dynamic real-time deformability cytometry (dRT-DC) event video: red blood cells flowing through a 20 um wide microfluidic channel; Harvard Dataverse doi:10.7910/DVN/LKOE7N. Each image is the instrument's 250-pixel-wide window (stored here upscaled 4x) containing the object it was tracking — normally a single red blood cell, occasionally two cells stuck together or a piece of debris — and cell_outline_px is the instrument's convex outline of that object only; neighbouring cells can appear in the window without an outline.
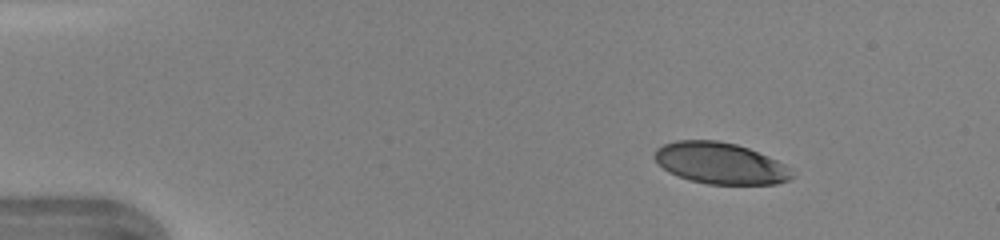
{"species": "human", "species_latin": "Homo sapiens", "temperature_condition": "warm", "stored_images_in_passage": 42, "camera_frame_rate_fps": 3000, "um_per_image_px": 0.085, "donor": {"sex": "female"}, "frame": {"image": 1, "passage_image": 1, "time_ms": 0.0, "image_size_px": [1000, 240], "cell_outline_px": [[792, 176], [788, 180], [776, 184], [708, 184], [688, 180], [668, 172], [656, 160], [656, 148], [664, 144], [676, 140], [716, 140], [736, 144], [748, 148], [768, 156], [792, 168]], "centroid_in_image_um": [61.24, 13.88], "position_along_channel_um": 23.8, "area_um2": 33.0}}
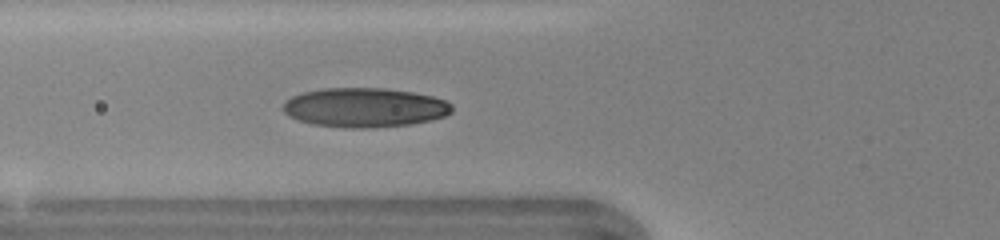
{"frame": {"image": 2, "passage_image": 12, "time_ms": 3.667, "image_size_px": [1000, 240], "cell_outline_px": [[452, 112], [444, 116], [432, 120], [412, 124], [364, 128], [348, 128], [312, 124], [288, 116], [284, 112], [284, 104], [292, 96], [304, 92], [324, 88], [384, 88], [412, 92], [432, 96], [444, 100], [452, 104]], "centroid_in_image_um": [31.02, 9.14], "position_along_channel_um": 94.8, "area_um2": 38.55}}
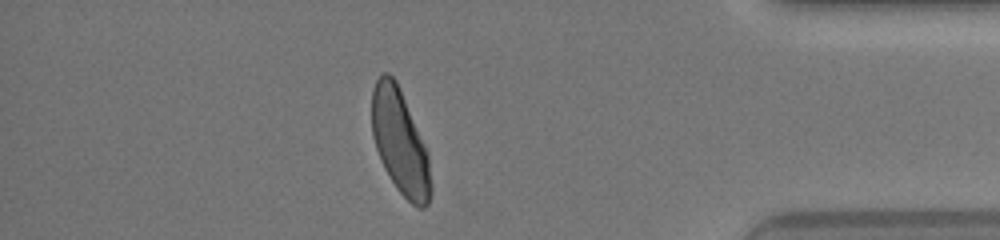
{"frame": {"image": 3, "passage_image": 35, "time_ms": 11.333, "image_size_px": [1000, 240], "cell_outline_px": [[432, 192], [428, 204], [424, 208], [416, 208], [396, 188], [384, 168], [380, 160], [372, 136], [372, 92], [376, 80], [384, 72], [388, 72], [396, 80], [400, 88], [428, 152], [432, 184]], "centroid_in_image_um": [34.02, 12.11], "position_along_channel_um": 401.2, "area_um2": 36.13}, "authors_computed_cell_mechanics": {"area_um2": 36.9053, "velocity_mm_per_s": 4.3865, "shape_relaxation_time_tau1_ms": 2.821, "shape_relaxation_time_tau2_ms": 0.8701, "deformation_change_tau1": 0.1599, "deformation_change_tau2": 0.0612}}